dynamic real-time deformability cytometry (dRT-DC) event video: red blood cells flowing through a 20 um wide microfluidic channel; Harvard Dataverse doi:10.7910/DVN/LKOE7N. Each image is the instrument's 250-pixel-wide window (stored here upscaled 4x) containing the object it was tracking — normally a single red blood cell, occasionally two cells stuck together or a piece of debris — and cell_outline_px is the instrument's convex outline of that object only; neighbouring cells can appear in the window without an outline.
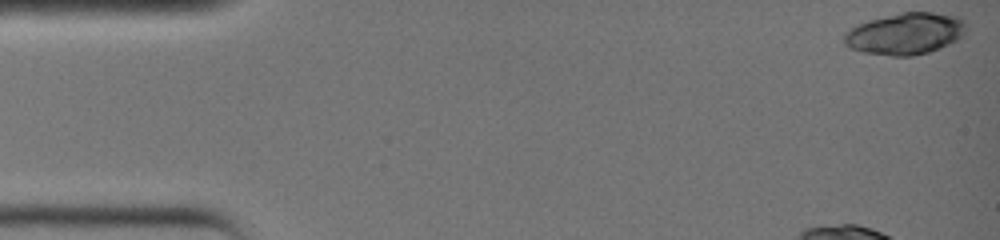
{"species": "common noctule bat (a hibernating species)", "species_latin": "Nyctalus noctula", "temperature_condition": "warm", "stored_images_in_passage": 32, "camera_frame_rate_fps": 3000, "um_per_image_px": 0.085, "animal": {"sex": "female", "body_mass_g": 19.0, "forearm_length_mm": 51.5}, "frame": {"image": 1, "passage_image": 1, "time_ms": 0.0, "image_size_px": [1000, 240], "cell_outline_px": [[964, 36], [940, 48], [928, 52], [912, 56], [892, 56], [864, 52], [852, 48], [844, 44], [844, 32], [848, 28], [856, 24], [868, 20], [904, 12], [932, 12], [960, 16], [964, 20]], "centroid_in_image_um": [76.94, 2.85], "position_along_channel_um": 8.1, "area_um2": 29.65}}